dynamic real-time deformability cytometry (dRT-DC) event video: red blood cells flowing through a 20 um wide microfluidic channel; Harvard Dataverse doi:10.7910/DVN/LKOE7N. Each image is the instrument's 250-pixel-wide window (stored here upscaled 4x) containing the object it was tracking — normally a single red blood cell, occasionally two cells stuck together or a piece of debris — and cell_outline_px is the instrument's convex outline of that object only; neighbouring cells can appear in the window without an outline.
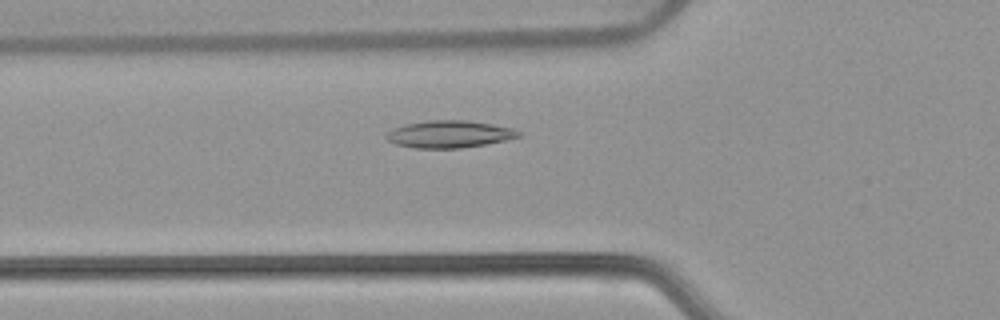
{"species": "common noctule bat (a hibernating species)", "species_latin": "Nyctalus noctula", "temperature_condition": "warm", "stored_images_in_passage": 51, "camera_frame_rate_fps": 3000, "um_per_image_px": 0.085, "animal": {"sex": "female", "body_mass_g": 22.7, "forearm_length_mm": 54.2}, "frame": {"image": 1, "passage_image": 16, "time_ms": 5.0, "image_size_px": [1000, 320], "cell_outline_px": [[524, 132], [520, 136], [504, 140], [484, 144], [460, 148], [416, 148], [396, 144], [388, 140], [384, 136], [392, 128], [404, 124], [428, 120], [464, 120], [492, 124], [516, 128]], "centroid_in_image_um": [38.2, 11.39], "position_along_channel_um": 87.6, "area_um2": 21.04}}
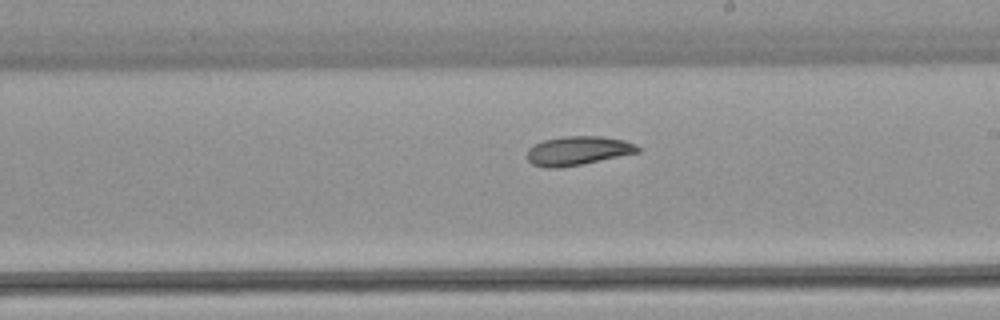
{"frame": {"image": 2, "passage_image": 28, "time_ms": 9.0, "image_size_px": [1000, 320], "cell_outline_px": [[640, 152], [560, 168], [544, 168], [532, 164], [528, 160], [528, 148], [532, 144], [544, 140], [564, 136], [600, 136], [624, 140], [636, 144], [640, 148]], "centroid_in_image_um": [49.1, 12.81], "position_along_channel_um": 239.9, "area_um2": 18.67}}
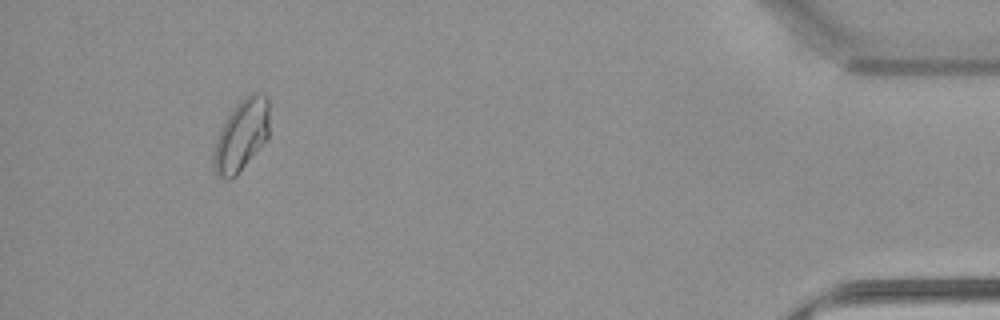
{"frame": {"image": 3, "passage_image": 47, "time_ms": 15.333, "image_size_px": [1000, 320], "cell_outline_px": [[268, 136], [236, 176], [232, 180], [228, 180], [216, 176], [212, 168], [212, 152], [220, 128], [232, 108], [248, 92], [260, 92], [268, 96]], "centroid_in_image_um": [20.47, 11.5], "position_along_channel_um": 414.7, "area_um2": 23.52}, "authors_computed_cell_mechanics": {"area_um2": 20.9814, "velocity_mm_per_s": 3.8062, "shape_relaxation_time_tau1_ms": null, "shape_relaxation_time_tau2_ms": 6.7561, "deformation_change_tau1": null, "deformation_change_tau2": 0.1067}}